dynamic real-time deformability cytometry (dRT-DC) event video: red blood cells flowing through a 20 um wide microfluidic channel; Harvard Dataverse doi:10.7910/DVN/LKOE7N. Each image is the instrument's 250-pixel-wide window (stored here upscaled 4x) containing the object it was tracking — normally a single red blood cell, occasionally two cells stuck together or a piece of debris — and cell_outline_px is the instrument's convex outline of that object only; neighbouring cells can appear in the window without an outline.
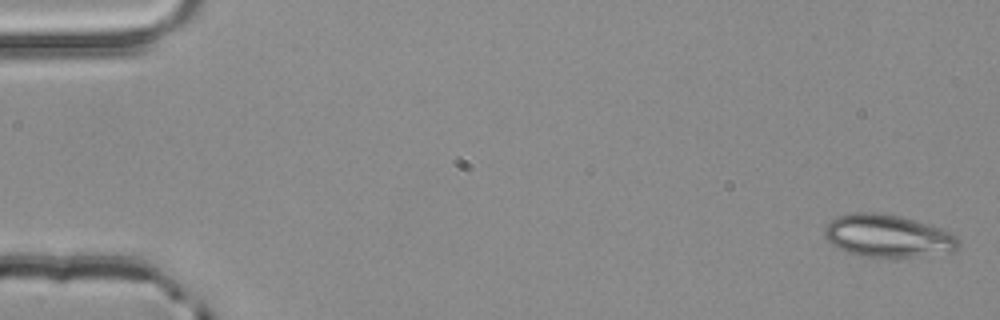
{"species": "common noctule bat (a hibernating species)", "species_latin": "Nyctalus noctula", "temperature_condition": "room temperature", "stored_images_in_passage": 4, "camera_frame_rate_fps": 3000, "um_per_image_px": 0.085, "animal": {"sex": "male", "body_mass_g": 20.4}, "frame": {"image": 1, "passage_image": 1, "time_ms": 0.0, "image_size_px": [1000, 320], "cell_outline_px": [[960, 248], [952, 252], [916, 256], [860, 256], [848, 252], [832, 244], [824, 236], [824, 228], [836, 216], [852, 212], [880, 212], [900, 216], [940, 228], [956, 236], [960, 240]], "centroid_in_image_um": [75.46, 20.04], "position_along_channel_um": 9.5, "area_um2": 33.0}}